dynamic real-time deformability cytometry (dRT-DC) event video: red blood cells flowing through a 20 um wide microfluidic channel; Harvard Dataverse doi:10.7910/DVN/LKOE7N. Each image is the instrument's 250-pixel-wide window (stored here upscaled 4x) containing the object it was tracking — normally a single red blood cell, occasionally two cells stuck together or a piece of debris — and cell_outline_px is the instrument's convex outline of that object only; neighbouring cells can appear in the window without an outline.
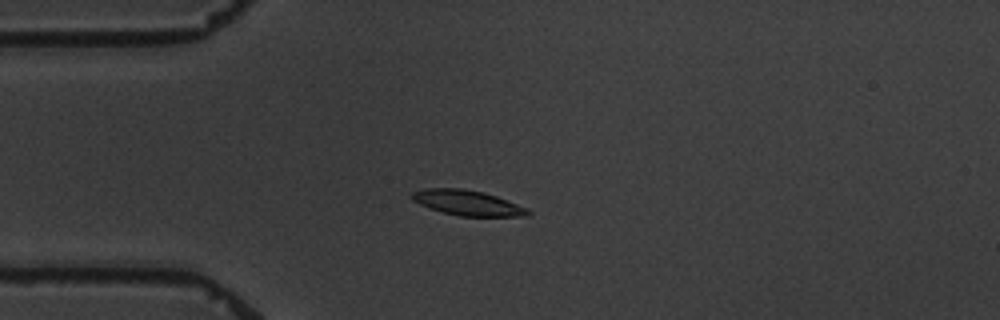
{"species": "common noctule bat (a hibernating species)", "species_latin": "Nyctalus noctula", "temperature_condition": "warm", "stored_images_in_passage": 4, "camera_frame_rate_fps": 3000, "um_per_image_px": 0.085, "animal": {"sex": "male", "body_mass_g": 19.5, "forearm_length_mm": 54.6}, "frame": {"image": 1, "passage_image": 2, "time_ms": 2.333, "image_size_px": [1000, 320], "cell_outline_px": [[532, 212], [528, 216], [460, 216], [444, 212], [420, 204], [412, 200], [412, 192], [424, 188], [460, 188], [484, 192], [496, 196], [528, 208]], "centroid_in_image_um": [39.77, 17.23], "position_along_channel_um": 45.2, "area_um2": 16.88}}
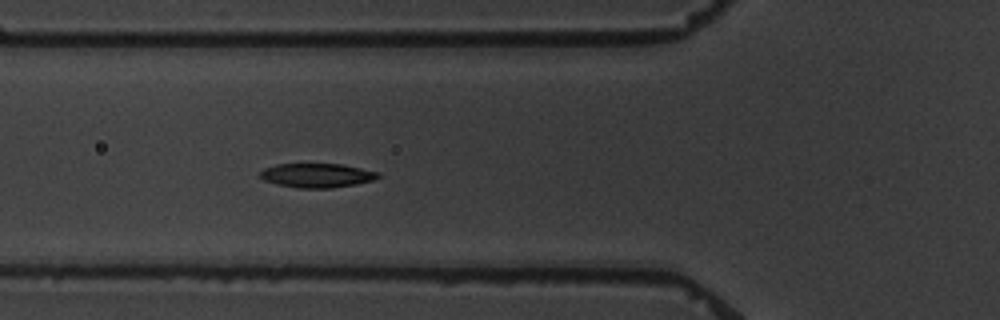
{"frame": {"image": 2, "passage_image": 4, "time_ms": 4.333, "image_size_px": [1000, 320], "cell_outline_px": [[380, 176], [372, 180], [356, 184], [332, 188], [300, 188], [276, 184], [264, 180], [260, 176], [260, 172], [264, 168], [276, 164], [340, 164], [380, 172]], "centroid_in_image_um": [26.93, 14.91], "position_along_channel_um": 98.9, "area_um2": 16.53}}